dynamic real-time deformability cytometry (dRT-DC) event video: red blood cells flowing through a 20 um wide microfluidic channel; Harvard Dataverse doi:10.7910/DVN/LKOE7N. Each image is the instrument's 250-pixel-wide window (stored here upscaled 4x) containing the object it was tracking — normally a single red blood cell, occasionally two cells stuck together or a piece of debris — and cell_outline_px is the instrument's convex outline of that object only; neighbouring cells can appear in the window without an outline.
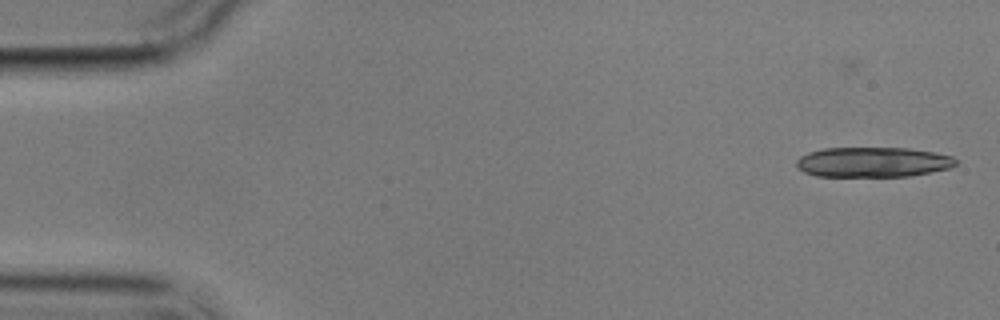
{"species": "common noctule bat (a hibernating species)", "species_latin": "Nyctalus noctula", "temperature_condition": "cold", "stored_images_in_passage": 6, "camera_frame_rate_fps": 3000, "um_per_image_px": 0.085, "animal": {"sex": "male", "body_mass_g": 17.9}, "frame": {"image": 1, "passage_image": 1, "time_ms": 0.0, "image_size_px": [1000, 320], "cell_outline_px": [[956, 164], [952, 168], [908, 176], [816, 176], [804, 172], [796, 164], [796, 160], [800, 156], [808, 152], [824, 148], [908, 148], [932, 152], [952, 156], [956, 160]], "centroid_in_image_um": [74.19, 13.78], "position_along_channel_um": 10.8, "area_um2": 27.8}}